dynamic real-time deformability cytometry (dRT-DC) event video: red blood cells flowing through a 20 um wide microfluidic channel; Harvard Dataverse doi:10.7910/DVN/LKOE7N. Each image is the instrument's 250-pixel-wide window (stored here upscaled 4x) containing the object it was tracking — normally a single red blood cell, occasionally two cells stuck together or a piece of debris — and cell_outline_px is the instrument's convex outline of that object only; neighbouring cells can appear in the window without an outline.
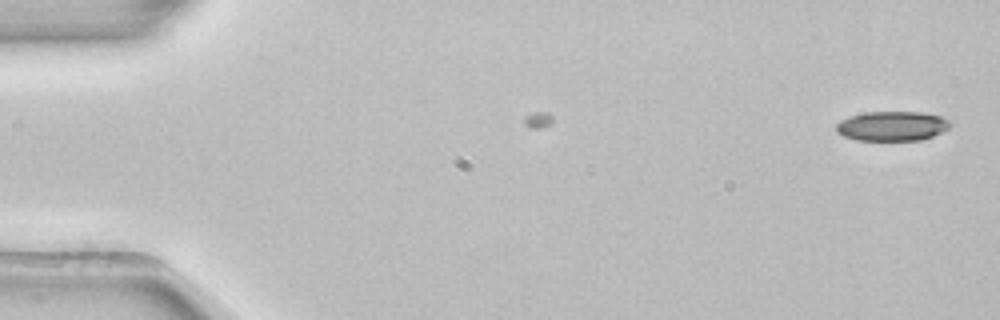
{"species": "common noctule bat (a hibernating species)", "species_latin": "Nyctalus noctula", "temperature_condition": "room temperature", "stored_images_in_passage": 5, "camera_frame_rate_fps": 3000, "um_per_image_px": 0.085, "animal": {"sex": "female", "body_mass_g": 22.7, "forearm_length_mm": 54.2}, "frame": {"image": 1, "passage_image": 1, "time_ms": 0.0, "image_size_px": [1000, 320], "cell_outline_px": [[952, 124], [948, 128], [932, 136], [920, 140], [856, 140], [844, 136], [836, 132], [836, 124], [840, 120], [848, 116], [864, 112], [920, 112], [940, 116], [948, 120]], "centroid_in_image_um": [75.78, 10.71], "position_along_channel_um": 9.2, "area_um2": 19.65}}